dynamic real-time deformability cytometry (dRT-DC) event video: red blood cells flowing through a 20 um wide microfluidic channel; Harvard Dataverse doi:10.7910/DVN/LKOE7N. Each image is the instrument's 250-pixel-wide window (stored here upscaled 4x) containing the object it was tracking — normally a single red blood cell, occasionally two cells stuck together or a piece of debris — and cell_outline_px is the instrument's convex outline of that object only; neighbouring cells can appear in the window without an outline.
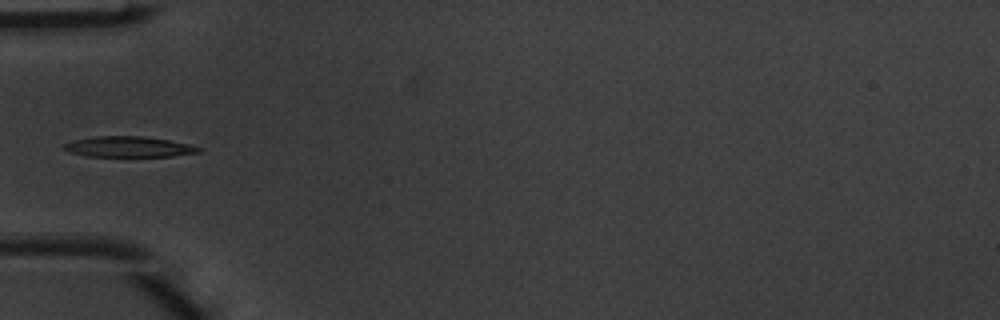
{"species": "common noctule bat (a hibernating species)", "species_latin": "Nyctalus noctula", "temperature_condition": "warm", "stored_images_in_passage": 6, "camera_frame_rate_fps": 3000, "um_per_image_px": 0.085, "animal": {"sex": "male", "body_mass_g": 20.1, "forearm_length_mm": 53.5}, "frame": {"image": 1, "passage_image": 5, "time_ms": 1.333, "image_size_px": [1000, 320], "cell_outline_px": [[204, 148], [200, 152], [172, 156], [88, 156], [68, 152], [64, 148], [64, 144], [72, 140], [96, 136], [140, 136], [168, 140], [188, 144]], "centroid_in_image_um": [10.94, 12.47], "position_along_channel_um": 74.1, "area_um2": 16.07}}